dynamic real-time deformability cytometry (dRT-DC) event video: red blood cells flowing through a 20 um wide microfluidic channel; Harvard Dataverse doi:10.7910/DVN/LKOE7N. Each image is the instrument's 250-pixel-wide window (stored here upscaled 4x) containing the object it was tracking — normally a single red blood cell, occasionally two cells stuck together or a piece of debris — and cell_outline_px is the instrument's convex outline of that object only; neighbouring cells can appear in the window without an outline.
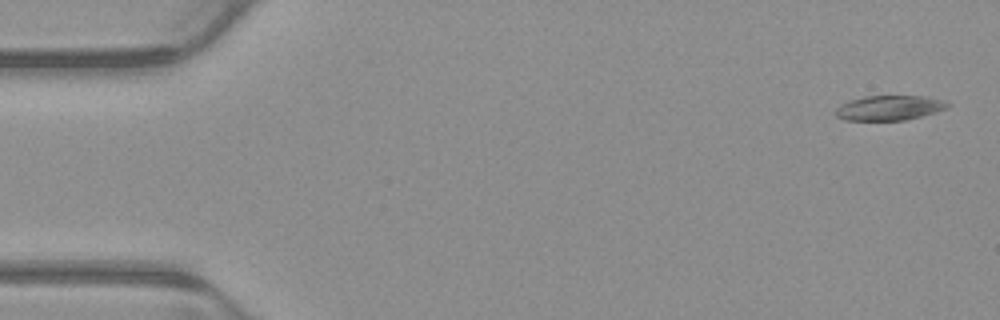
{"species": "common noctule bat (a hibernating species)", "species_latin": "Nyctalus noctula", "temperature_condition": "warm", "stored_images_in_passage": 5, "camera_frame_rate_fps": 3000, "um_per_image_px": 0.085, "animal": {"sex": "male", "body_mass_g": 23.1, "forearm_length_mm": 52.7}, "frame": {"image": 1, "passage_image": 1, "time_ms": 0.0, "image_size_px": [1000, 320], "cell_outline_px": [[952, 104], [948, 108], [936, 112], [904, 120], [844, 120], [836, 116], [836, 108], [840, 104], [864, 96], [924, 96], [940, 100]], "centroid_in_image_um": [75.59, 9.17], "position_along_channel_um": 9.4, "area_um2": 16.07}}
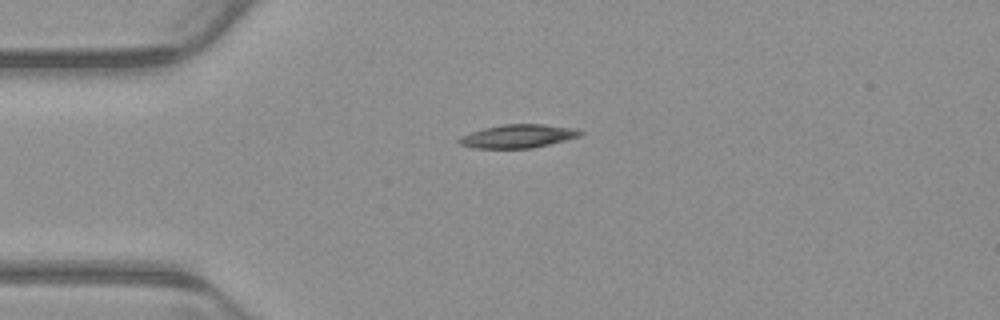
{"frame": {"image": 2, "passage_image": 4, "time_ms": 1.0, "image_size_px": [1000, 320], "cell_outline_px": [[584, 132], [580, 136], [532, 148], [476, 148], [460, 144], [456, 140], [460, 136], [484, 128], [504, 124], [544, 124], [576, 128]], "centroid_in_image_um": [44.03, 11.57], "position_along_channel_um": 41.0, "area_um2": 16.42}}